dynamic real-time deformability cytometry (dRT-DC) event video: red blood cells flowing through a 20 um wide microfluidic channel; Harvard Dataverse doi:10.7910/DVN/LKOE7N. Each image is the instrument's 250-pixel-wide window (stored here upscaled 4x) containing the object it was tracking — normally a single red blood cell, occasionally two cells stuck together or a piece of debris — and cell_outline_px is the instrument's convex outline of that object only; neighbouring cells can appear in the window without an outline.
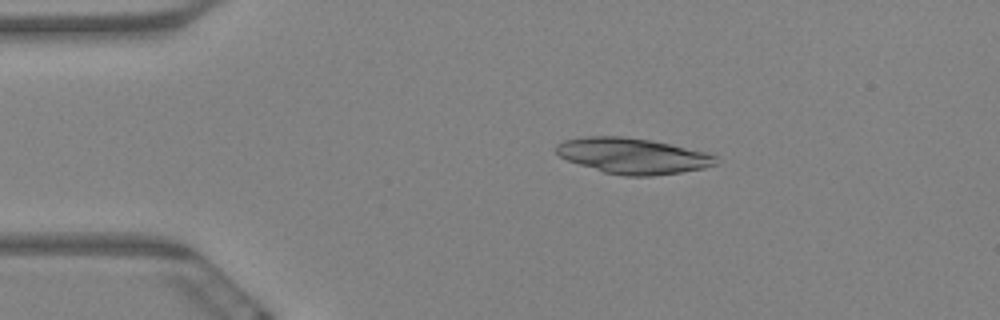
{"species": "Egyptian fruit bat (a non-hibernating species)", "species_latin": "Rousettus aegyptiacus", "temperature_condition": "warm", "stored_images_in_passage": 6, "camera_frame_rate_fps": 3000, "um_per_image_px": 0.085, "animal": {"sex": "female"}, "frame": {"image": 1, "passage_image": 3, "time_ms": 0.667, "image_size_px": [1000, 320], "cell_outline_px": [[716, 164], [704, 168], [680, 172], [652, 176], [624, 176], [604, 172], [568, 160], [560, 156], [556, 152], [556, 144], [564, 140], [580, 136], [624, 136], [652, 140], [708, 152], [716, 156]], "centroid_in_image_um": [53.79, 13.23], "position_along_channel_um": 31.2, "area_um2": 33.29}}